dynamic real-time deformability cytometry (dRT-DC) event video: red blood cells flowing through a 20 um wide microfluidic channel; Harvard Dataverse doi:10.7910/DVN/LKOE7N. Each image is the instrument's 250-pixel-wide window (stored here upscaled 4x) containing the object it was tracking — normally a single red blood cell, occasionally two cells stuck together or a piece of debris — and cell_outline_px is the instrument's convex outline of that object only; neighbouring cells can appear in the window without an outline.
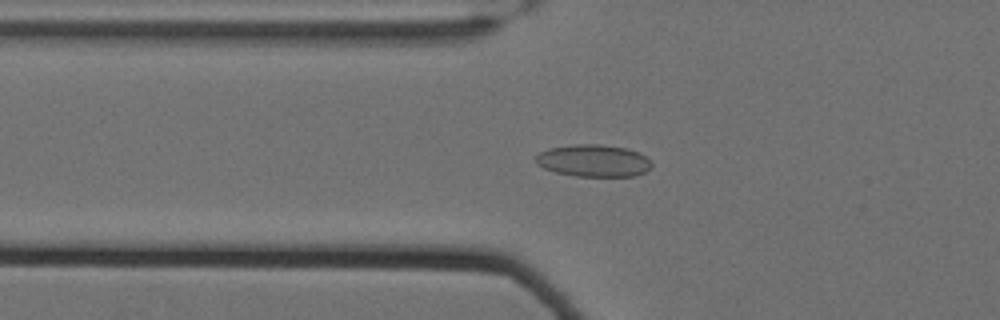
{"species": "Egyptian fruit bat (a non-hibernating species)", "species_latin": "Rousettus aegyptiacus", "temperature_condition": "cold", "stored_images_in_passage": 62, "camera_frame_rate_fps": 3000, "um_per_image_px": 0.085, "animal": {"sex": "female"}, "frame": {"image": 1, "passage_image": 25, "time_ms": 8.0, "image_size_px": [1000, 320], "cell_outline_px": [[652, 168], [636, 176], [576, 176], [556, 172], [544, 168], [536, 164], [536, 156], [540, 152], [548, 148], [576, 144], [600, 144], [624, 148], [640, 152], [652, 160]], "centroid_in_image_um": [50.48, 13.66], "position_along_channel_um": 75.3, "area_um2": 21.85}}
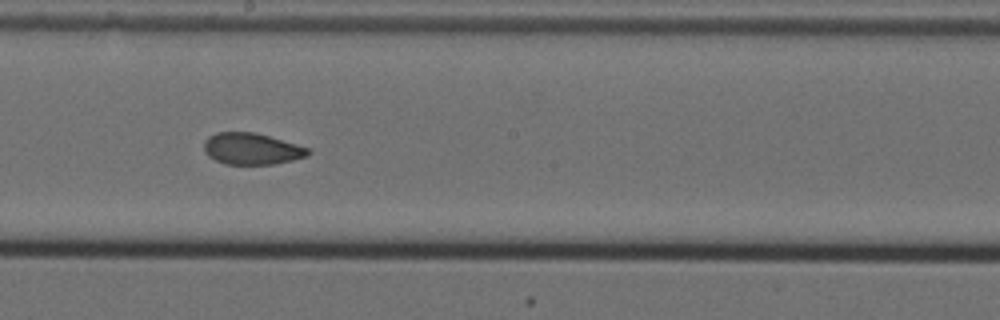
{"frame": {"image": 2, "passage_image": 38, "time_ms": 12.333, "image_size_px": [1000, 320], "cell_outline_px": [[312, 152], [308, 156], [292, 160], [272, 164], [224, 164], [208, 156], [204, 152], [204, 140], [208, 136], [216, 132], [256, 132], [296, 144], [308, 148]], "centroid_in_image_um": [21.37, 12.64], "position_along_channel_um": 226.8, "area_um2": 19.19}}
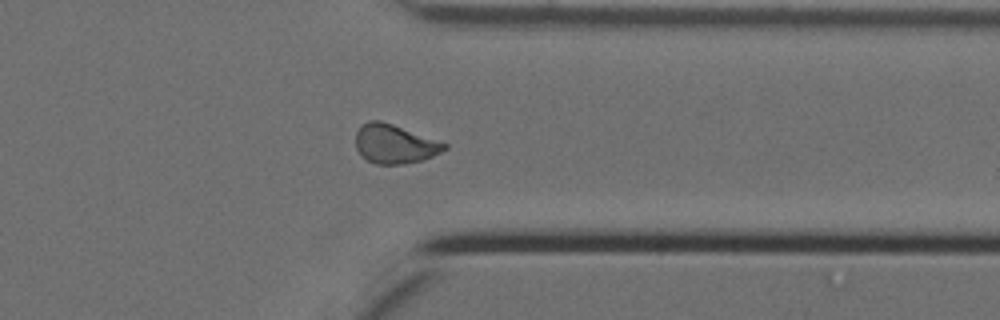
{"frame": {"image": 3, "passage_image": 51, "time_ms": 16.667, "image_size_px": [1000, 320], "cell_outline_px": [[448, 148], [424, 160], [404, 164], [376, 164], [360, 156], [356, 148], [356, 132], [364, 124], [372, 120], [380, 120], [392, 124], [448, 144]], "centroid_in_image_um": [33.54, 12.26], "position_along_channel_um": 377.9, "area_um2": 20.0}, "authors_computed_cell_mechanics": {"area_um2": 20.23, "velocity_mm_per_s": 3.502, "shape_relaxation_time_tau1_ms": null, "shape_relaxation_time_tau2_ms": 2.0657, "deformation_change_tau1": null, "deformation_change_tau2": 0.0702}}